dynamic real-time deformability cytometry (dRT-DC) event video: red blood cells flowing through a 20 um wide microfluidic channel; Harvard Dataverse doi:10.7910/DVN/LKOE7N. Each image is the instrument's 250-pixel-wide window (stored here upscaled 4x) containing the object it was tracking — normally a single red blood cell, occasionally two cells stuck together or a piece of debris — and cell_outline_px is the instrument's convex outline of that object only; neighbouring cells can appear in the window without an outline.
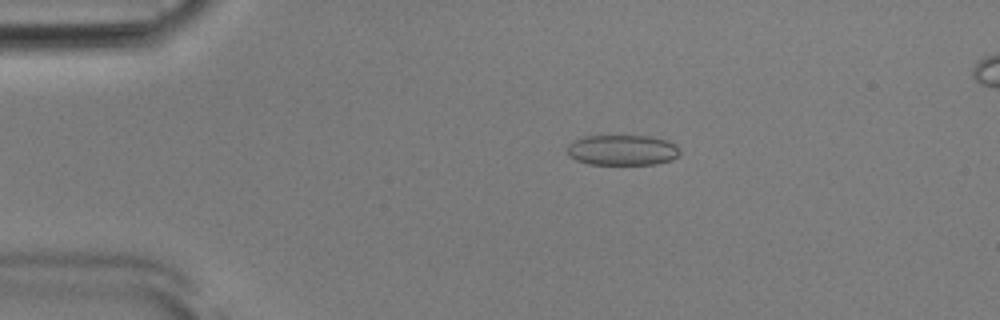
{"species": "Egyptian fruit bat (a non-hibernating species)", "species_latin": "Rousettus aegyptiacus", "temperature_condition": "room temperature", "stored_images_in_passage": 53, "segment_of_instrument_passage": [1, 2], "camera_frame_rate_fps": 3000, "um_per_image_px": 0.085, "animal": {"sex": "male"}, "frame": {"image": 1, "passage_image": 10, "time_ms": 3.0, "image_size_px": [1000, 320], "cell_outline_px": [[680, 152], [672, 160], [656, 164], [588, 164], [576, 160], [568, 156], [568, 144], [572, 140], [584, 136], [652, 136], [668, 140], [676, 144]], "centroid_in_image_um": [52.89, 12.75], "position_along_channel_um": 32.1, "area_um2": 20.17}}
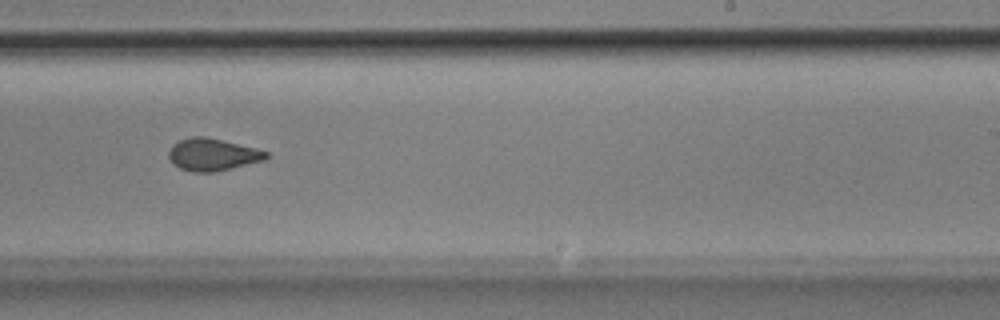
{"frame": {"image": 2, "passage_image": 32, "time_ms": 10.333, "image_size_px": [1000, 320], "cell_outline_px": [[268, 156], [264, 160], [212, 172], [192, 172], [180, 168], [168, 156], [168, 152], [172, 144], [180, 140], [192, 136], [204, 136], [256, 148], [268, 152]], "centroid_in_image_um": [18.05, 13.12], "position_along_channel_um": 271.0, "area_um2": 17.98}}
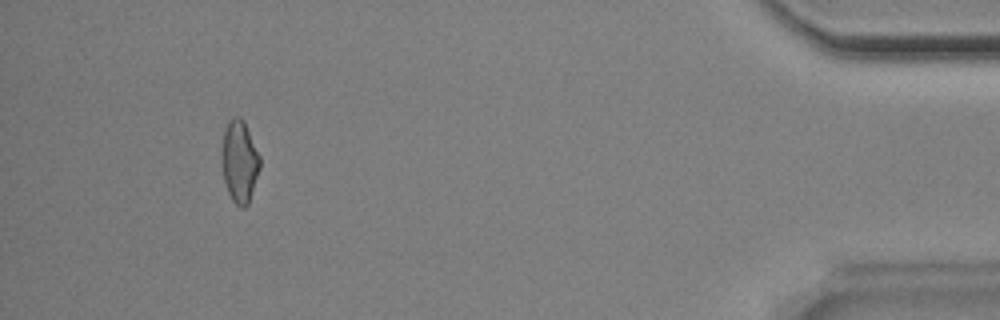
{"frame": {"image": 3, "passage_image": 48, "time_ms": 15.667, "image_size_px": [1000, 320], "cell_outline_px": [[260, 168], [248, 204], [244, 208], [240, 208], [232, 200], [228, 192], [224, 180], [220, 160], [220, 156], [224, 128], [232, 116], [240, 116], [244, 120], [260, 156]], "centroid_in_image_um": [20.33, 13.7], "position_along_channel_um": 414.9, "area_um2": 18.61}}